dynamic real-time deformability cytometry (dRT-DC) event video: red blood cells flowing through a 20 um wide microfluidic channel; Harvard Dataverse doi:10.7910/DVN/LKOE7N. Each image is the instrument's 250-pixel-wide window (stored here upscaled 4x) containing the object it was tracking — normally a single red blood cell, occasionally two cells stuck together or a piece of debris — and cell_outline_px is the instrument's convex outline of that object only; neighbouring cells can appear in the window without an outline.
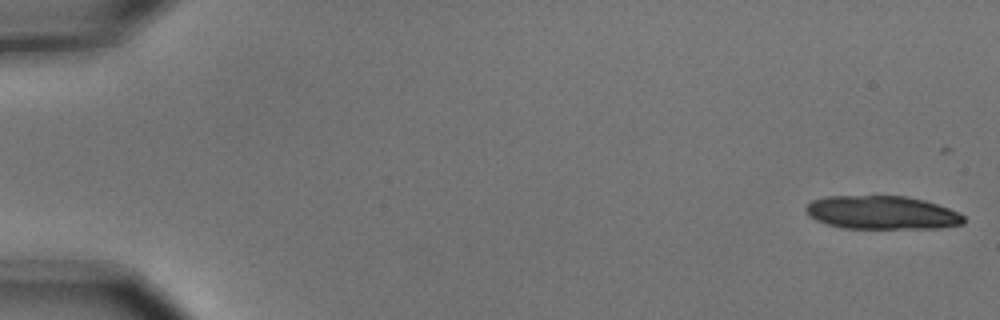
{"species": "common noctule bat (a hibernating species)", "species_latin": "Nyctalus noctula", "temperature_condition": "cold", "stored_images_in_passage": 6, "camera_frame_rate_fps": 3000, "um_per_image_px": 0.085, "animal": {"sex": "male", "body_mass_g": 15.6}, "frame": {"image": 1, "passage_image": 1, "time_ms": 0.0, "image_size_px": [1000, 320], "cell_outline_px": [[964, 224], [940, 228], [844, 228], [828, 224], [816, 220], [804, 208], [812, 200], [824, 196], [904, 196], [924, 200], [960, 212], [964, 216]], "centroid_in_image_um": [74.99, 18.07], "position_along_channel_um": 10.0, "area_um2": 30.63}}